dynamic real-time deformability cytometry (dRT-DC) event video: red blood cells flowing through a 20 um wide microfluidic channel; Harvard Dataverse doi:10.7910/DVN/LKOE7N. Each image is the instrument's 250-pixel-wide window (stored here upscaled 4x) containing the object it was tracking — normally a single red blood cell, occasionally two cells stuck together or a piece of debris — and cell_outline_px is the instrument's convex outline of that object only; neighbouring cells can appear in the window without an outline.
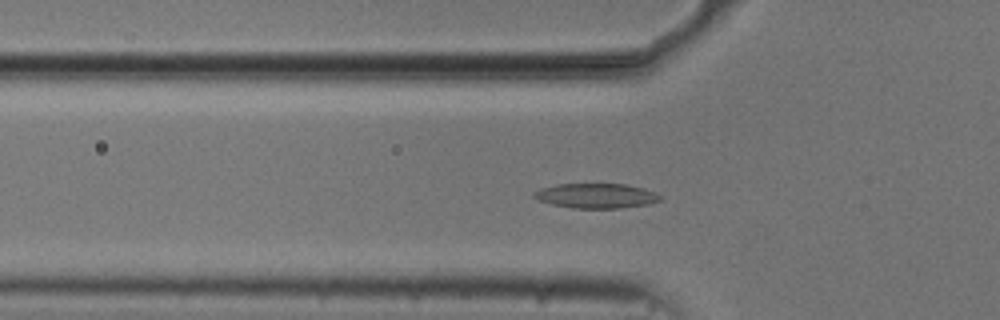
{"species": "common noctule bat (a hibernating species)", "species_latin": "Nyctalus noctula", "temperature_condition": "cold", "stored_images_in_passage": 54, "camera_frame_rate_fps": 3000, "um_per_image_px": 0.085, "animal": {"sex": "male", "body_mass_g": 20.5, "forearm_length_mm": 52.5}, "frame": {"image": 1, "passage_image": 18, "time_ms": 5.667, "image_size_px": [1000, 320], "cell_outline_px": [[664, 200], [648, 204], [620, 208], [572, 208], [552, 204], [540, 200], [532, 196], [532, 192], [540, 188], [556, 184], [628, 184], [644, 188], [656, 192], [664, 196]], "centroid_in_image_um": [50.73, 16.63], "position_along_channel_um": 75.1, "area_um2": 18.5}}
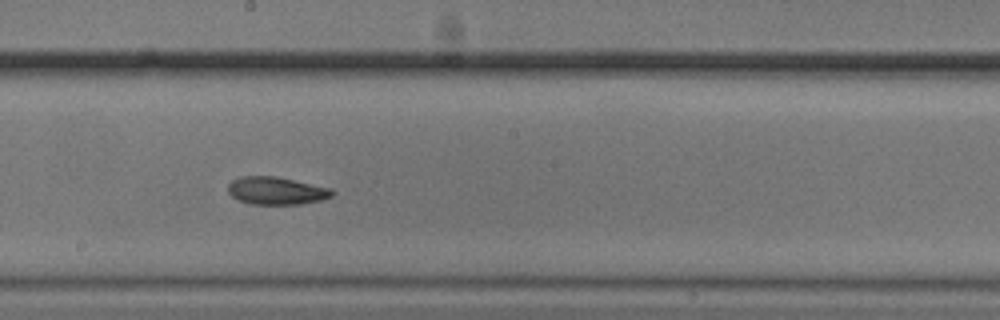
{"frame": {"image": 2, "passage_image": 30, "time_ms": 9.667, "image_size_px": [1000, 320], "cell_outline_px": [[336, 192], [332, 196], [324, 200], [300, 204], [252, 204], [236, 200], [228, 192], [228, 184], [232, 180], [240, 176], [276, 176], [332, 188]], "centroid_in_image_um": [23.51, 16.21], "position_along_channel_um": 224.7, "area_um2": 17.05}}
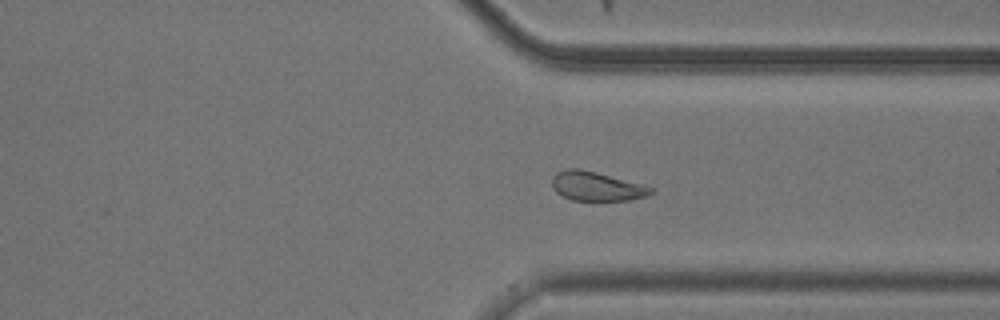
{"frame": {"image": 3, "passage_image": 41, "time_ms": 13.333, "image_size_px": [1000, 320], "cell_outline_px": [[656, 192], [648, 196], [628, 200], [572, 200], [556, 192], [552, 188], [552, 176], [556, 172], [564, 168], [580, 168], [596, 172], [652, 188]], "centroid_in_image_um": [50.65, 15.83], "position_along_channel_um": 360.8, "area_um2": 16.65}, "authors_computed_cell_mechanics": {"area_um2": 17.8024, "velocity_mm_per_s": 3.7209, "shape_relaxation_time_tau1_ms": 7.1876, "shape_relaxation_time_tau2_ms": 7.0299, "deformation_change_tau1": 0.1528, "deformation_change_tau2": 0.1465}}